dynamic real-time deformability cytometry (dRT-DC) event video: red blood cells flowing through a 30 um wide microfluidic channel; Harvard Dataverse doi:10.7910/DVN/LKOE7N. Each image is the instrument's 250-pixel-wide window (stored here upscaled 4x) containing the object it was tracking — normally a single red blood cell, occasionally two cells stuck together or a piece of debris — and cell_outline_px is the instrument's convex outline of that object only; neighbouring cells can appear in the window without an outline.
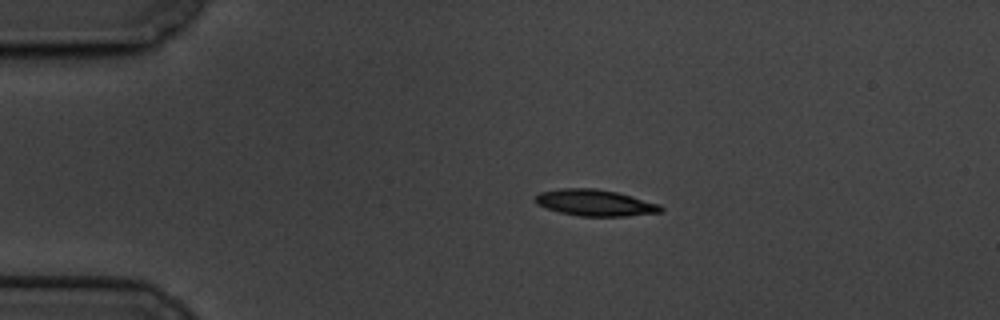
{"species": "common noctule bat (a hibernating species)", "species_latin": "Nyctalus noctula", "temperature_condition": "cold", "stored_images_in_passage": 49, "camera_frame_rate_fps": 3000, "um_per_image_px": 0.085, "animal": {"sex": "male", "body_mass_g": 19.5, "forearm_length_mm": 54.6}, "frame": {"image": 1, "passage_image": 1, "time_ms": 0.0, "image_size_px": [1000, 320], "cell_outline_px": [[664, 208], [660, 212], [628, 216], [580, 216], [560, 212], [536, 204], [536, 196], [540, 192], [560, 188], [596, 188], [616, 192], [632, 196], [660, 204]], "centroid_in_image_um": [50.6, 17.23], "position_along_channel_um": 34.4, "area_um2": 19.19}}
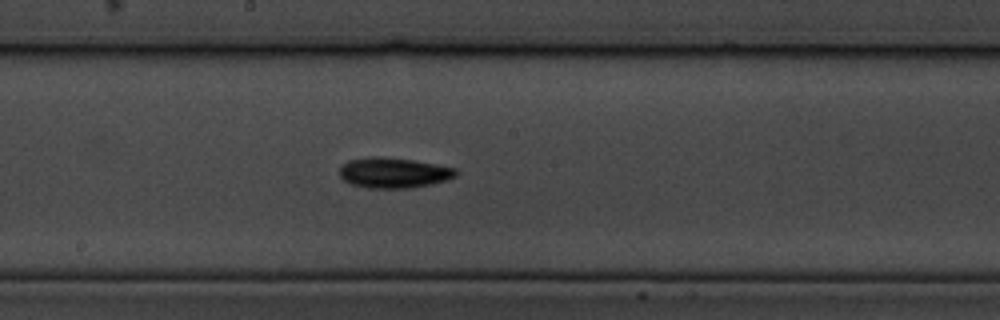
{"frame": {"image": 2, "passage_image": 21, "time_ms": 6.667, "image_size_px": [1000, 320], "cell_outline_px": [[456, 176], [444, 180], [412, 188], [368, 188], [352, 184], [344, 180], [340, 176], [340, 168], [348, 160], [372, 156], [384, 156], [412, 160], [436, 164], [456, 168]], "centroid_in_image_um": [33.43, 14.67], "position_along_channel_um": 214.8, "area_um2": 20.46}}
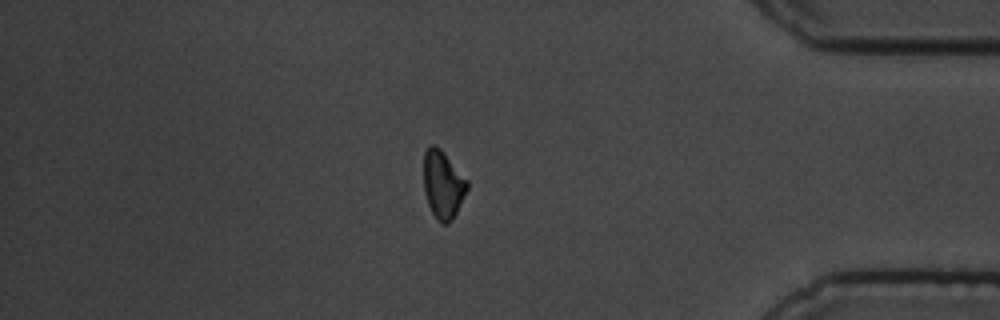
{"frame": {"image": 3, "passage_image": 40, "time_ms": 13.0, "image_size_px": [1000, 320], "cell_outline_px": [[468, 188], [452, 220], [448, 224], [440, 224], [432, 212], [428, 204], [424, 192], [424, 152], [428, 144], [432, 144], [440, 148], [444, 152], [468, 180]], "centroid_in_image_um": [37.64, 15.67], "position_along_channel_um": 397.6, "area_um2": 17.28}, "authors_computed_cell_mechanics": {"area_um2": 18.1492, "velocity_mm_per_s": 3.3552, "shape_relaxation_time_tau1_ms": 2.2181, "shape_relaxation_time_tau2_ms": null, "deformation_change_tau1": 0.1019, "deformation_change_tau2": null}}